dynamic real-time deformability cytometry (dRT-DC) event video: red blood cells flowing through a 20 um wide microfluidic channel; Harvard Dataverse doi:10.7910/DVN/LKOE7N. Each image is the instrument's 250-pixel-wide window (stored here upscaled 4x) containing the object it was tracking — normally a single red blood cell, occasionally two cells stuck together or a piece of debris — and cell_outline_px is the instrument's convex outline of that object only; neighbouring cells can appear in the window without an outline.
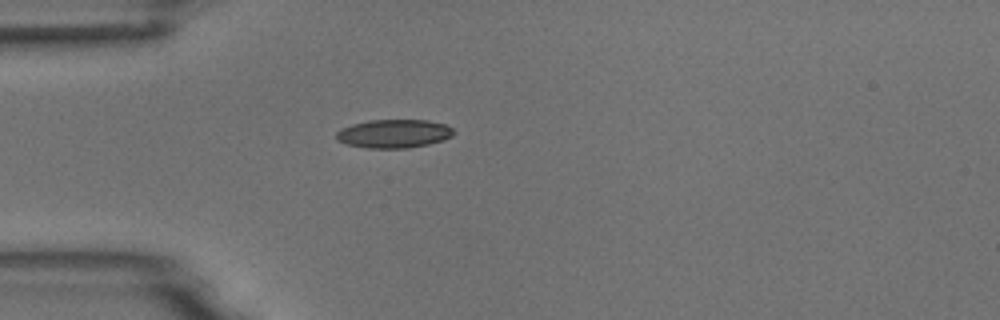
{"species": "common noctule bat (a hibernating species)", "species_latin": "Nyctalus noctula", "temperature_condition": "room temperature", "stored_images_in_passage": 1, "camera_frame_rate_fps": 3000, "um_per_image_px": 0.085, "animal": {"sex": "male", "body_mass_g": 18.8}, "frame": {"image": 1, "passage_image": 1, "time_ms": 0.0, "image_size_px": [1000, 320], "cell_outline_px": [[456, 132], [452, 136], [444, 140], [428, 144], [408, 148], [368, 148], [348, 144], [336, 140], [336, 132], [340, 128], [352, 124], [368, 120], [428, 120], [444, 124], [452, 128]], "centroid_in_image_um": [33.48, 11.36], "position_along_channel_um": 51.5, "area_um2": 19.59}}